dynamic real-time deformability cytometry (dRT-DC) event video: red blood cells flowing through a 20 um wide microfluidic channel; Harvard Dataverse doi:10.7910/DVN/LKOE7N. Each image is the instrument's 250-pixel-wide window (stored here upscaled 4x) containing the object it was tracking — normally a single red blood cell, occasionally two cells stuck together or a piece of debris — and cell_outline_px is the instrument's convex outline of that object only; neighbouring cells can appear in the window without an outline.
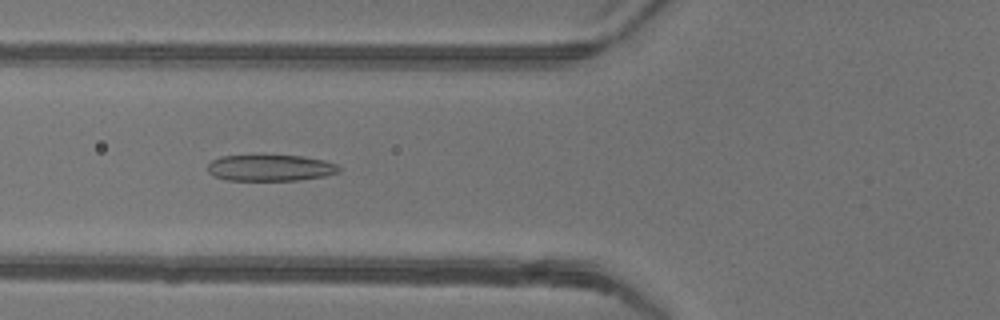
{"species": "common noctule bat (a hibernating species)", "species_latin": "Nyctalus noctula", "temperature_condition": "warm", "stored_images_in_passage": 50, "camera_frame_rate_fps": 3000, "um_per_image_px": 0.085, "animal": {"sex": "female"}, "frame": {"image": 1, "passage_image": 20, "time_ms": 6.333, "image_size_px": [1000, 320], "cell_outline_px": [[340, 172], [324, 176], [300, 180], [228, 180], [212, 176], [208, 172], [208, 164], [212, 160], [220, 156], [260, 152], [264, 152], [304, 156], [324, 160], [336, 164], [340, 168]], "centroid_in_image_um": [22.94, 14.21], "position_along_channel_um": 102.9, "area_um2": 21.33}}
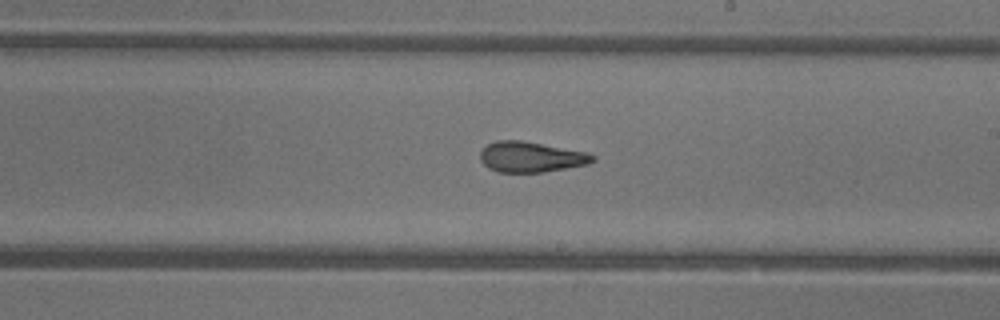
{"frame": {"image": 2, "passage_image": 30, "time_ms": 9.667, "image_size_px": [1000, 320], "cell_outline_px": [[596, 160], [588, 164], [544, 172], [496, 172], [488, 168], [480, 160], [480, 152], [488, 144], [496, 140], [520, 140], [588, 152], [596, 156]], "centroid_in_image_um": [45.14, 13.34], "position_along_channel_um": 243.9, "area_um2": 20.06}}
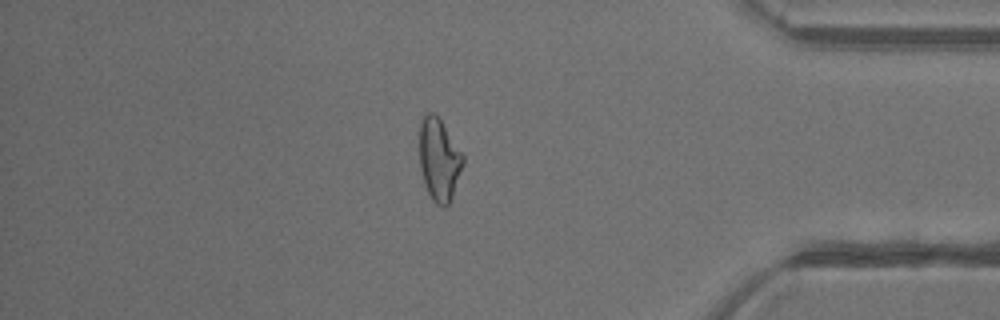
{"frame": {"image": 3, "passage_image": 43, "time_ms": 14.0, "image_size_px": [1000, 320], "cell_outline_px": [[464, 164], [452, 196], [448, 204], [444, 208], [436, 204], [432, 200], [424, 184], [420, 168], [420, 120], [424, 112], [432, 112], [440, 120], [464, 156]], "centroid_in_image_um": [37.31, 13.57], "position_along_channel_um": 397.9, "area_um2": 20.81}, "authors_computed_cell_mechanics": {"area_um2": 21.6172, "velocity_mm_per_s": 4.2202, "shape_relaxation_time_tau1_ms": null, "shape_relaxation_time_tau2_ms": 1.7624, "deformation_change_tau1": null, "deformation_change_tau2": 0.0885}}